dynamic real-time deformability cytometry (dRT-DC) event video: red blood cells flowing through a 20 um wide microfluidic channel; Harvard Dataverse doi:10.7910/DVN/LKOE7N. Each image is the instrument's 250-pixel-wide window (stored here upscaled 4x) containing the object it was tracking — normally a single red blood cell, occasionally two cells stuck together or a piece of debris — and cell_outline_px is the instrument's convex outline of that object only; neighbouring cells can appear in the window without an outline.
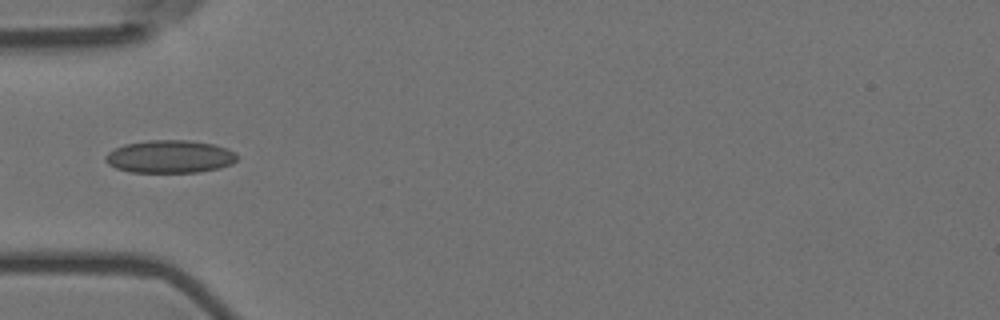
{"species": "Egyptian fruit bat (a non-hibernating species)", "species_latin": "Rousettus aegyptiacus", "temperature_condition": "room temperature", "stored_images_in_passage": 3, "camera_frame_rate_fps": 3000, "um_per_image_px": 0.085, "animal": {"sex": "female"}, "frame": {"image": 1, "passage_image": 2, "time_ms": 0.333, "image_size_px": [1000, 320], "cell_outline_px": [[240, 156], [232, 164], [220, 168], [200, 172], [128, 172], [116, 168], [108, 164], [104, 160], [104, 156], [108, 152], [124, 144], [148, 140], [188, 140], [212, 144], [228, 148], [236, 152]], "centroid_in_image_um": [14.46, 13.31], "position_along_channel_um": 70.5, "area_um2": 25.43}}
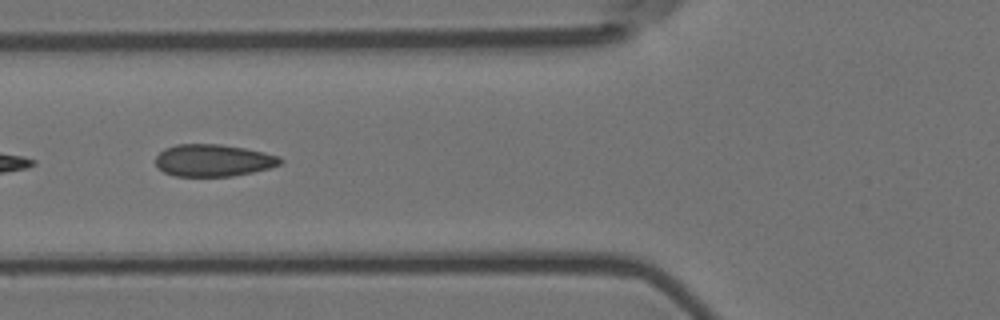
{"frame": {"image": 2, "passage_image": 3, "time_ms": 0.667, "image_size_px": [1000, 320], "cell_outline_px": [[284, 160], [280, 164], [268, 168], [252, 172], [232, 176], [176, 176], [164, 172], [156, 164], [156, 156], [164, 148], [176, 144], [220, 144], [244, 148], [264, 152], [280, 156]], "centroid_in_image_um": [18.13, 13.62], "position_along_channel_um": 107.7, "area_um2": 23.29}}